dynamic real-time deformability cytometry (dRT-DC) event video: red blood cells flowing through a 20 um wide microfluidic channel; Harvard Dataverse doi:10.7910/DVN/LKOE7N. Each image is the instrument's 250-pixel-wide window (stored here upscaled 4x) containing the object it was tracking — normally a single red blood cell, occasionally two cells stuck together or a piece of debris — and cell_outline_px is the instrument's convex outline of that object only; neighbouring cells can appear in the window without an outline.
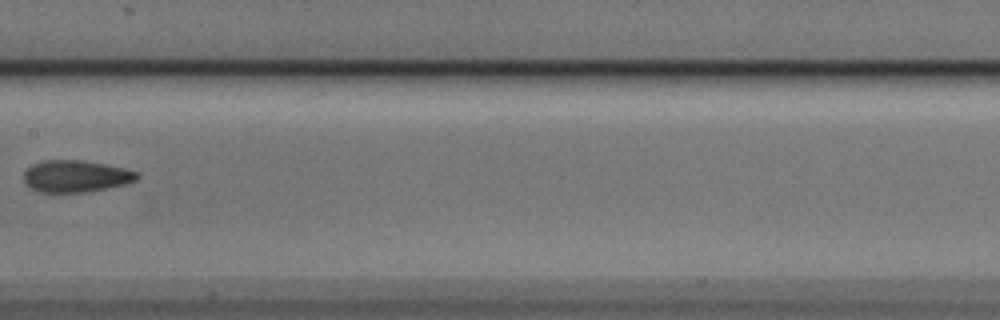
{"species": "Egyptian fruit bat (a non-hibernating species)", "species_latin": "Rousettus aegyptiacus", "temperature_condition": "cold", "stored_images_in_passage": 10, "camera_frame_rate_fps": 3000, "um_per_image_px": 0.085, "animal": {"sex": "male"}, "frame": {"image": 1, "passage_image": 9, "time_ms": 2.667, "image_size_px": [1000, 320], "cell_outline_px": [[140, 176], [136, 180], [128, 184], [88, 192], [40, 192], [32, 188], [24, 180], [24, 172], [32, 164], [40, 160], [76, 160], [104, 164], [124, 168], [136, 172]], "centroid_in_image_um": [6.46, 14.98], "position_along_channel_um": 200.9, "area_um2": 20.98}}
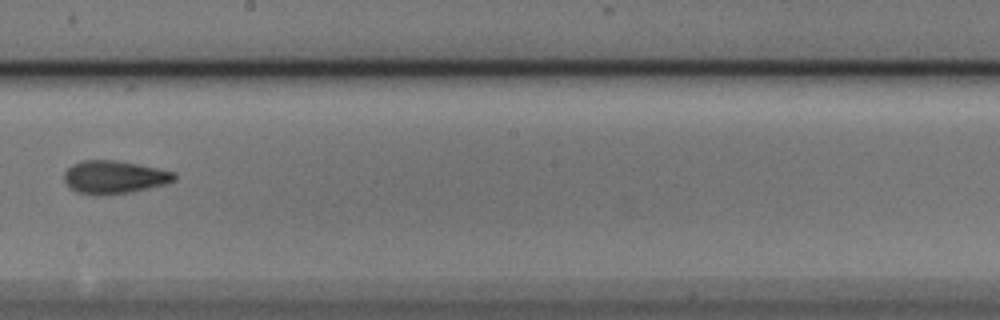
{"frame": {"image": 2, "passage_image": 10, "time_ms": 3.0, "image_size_px": [1000, 320], "cell_outline_px": [[176, 180], [168, 184], [128, 192], [100, 196], [76, 192], [64, 180], [64, 172], [72, 164], [84, 160], [116, 160], [176, 172]], "centroid_in_image_um": [9.72, 15.06], "position_along_channel_um": 238.5, "area_um2": 21.15}}